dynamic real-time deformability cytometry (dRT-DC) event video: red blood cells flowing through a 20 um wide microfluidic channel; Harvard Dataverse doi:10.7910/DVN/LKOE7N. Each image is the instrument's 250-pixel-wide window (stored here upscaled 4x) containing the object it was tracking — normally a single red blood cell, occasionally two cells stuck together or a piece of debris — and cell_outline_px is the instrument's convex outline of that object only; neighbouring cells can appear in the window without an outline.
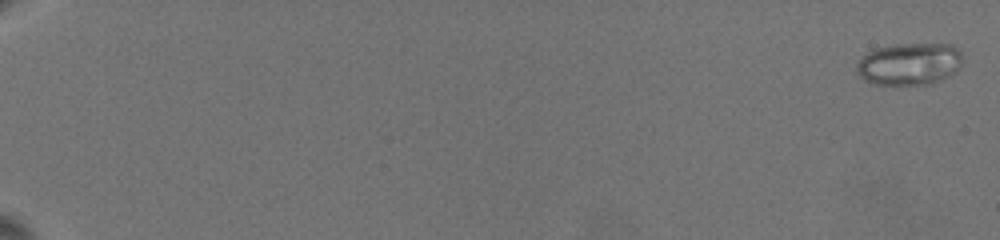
{"species": "common noctule bat (a hibernating species)", "species_latin": "Nyctalus noctula", "temperature_condition": "warm", "stored_images_in_passage": 75, "camera_frame_rate_fps": 3000, "um_per_image_px": 0.085, "animal": {"sex": "female", "body_mass_g": 19.5, "forearm_length_mm": 54.1}, "frame": {"image": 1, "passage_image": 1, "time_ms": 0.0, "image_size_px": [1000, 240], "cell_outline_px": [[960, 68], [948, 76], [932, 84], [872, 84], [864, 80], [856, 72], [856, 64], [868, 52], [876, 48], [896, 44], [952, 44], [960, 52]], "centroid_in_image_um": [77.27, 5.44], "position_along_channel_um": 7.7, "area_um2": 25.89}}
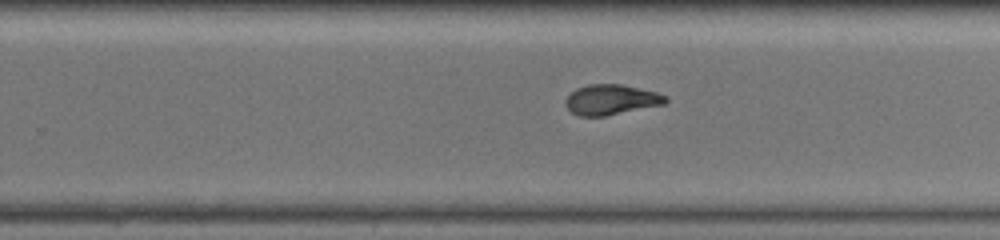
{"frame": {"image": 2, "passage_image": 48, "time_ms": 14.667, "image_size_px": [1000, 240], "cell_outline_px": [[668, 100], [664, 104], [604, 116], [580, 116], [572, 112], [564, 104], [564, 100], [576, 88], [588, 84], [620, 84], [656, 92], [668, 96]], "centroid_in_image_um": [51.93, 8.47], "position_along_channel_um": 277.9, "area_um2": 17.51}}
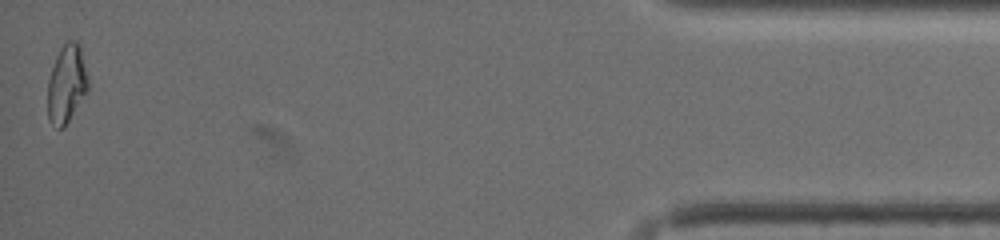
{"frame": {"image": 3, "passage_image": 74, "time_ms": 21.0, "image_size_px": [1000, 240], "cell_outline_px": [[88, 92], [64, 128], [60, 128], [48, 120], [48, 80], [56, 56], [60, 48], [68, 40], [76, 40], [80, 44], [88, 76]], "centroid_in_image_um": [5.69, 7.12], "position_along_channel_um": 429.5, "area_um2": 18.55}, "authors_computed_cell_mechanics": {"area_um2": 18.0336, "velocity_mm_per_s": 3.5101, "shape_relaxation_time_tau1_ms": 6.3945, "shape_relaxation_time_tau2_ms": 1.6617, "deformation_change_tau1": 0.2074, "deformation_change_tau2": 0.0759}}